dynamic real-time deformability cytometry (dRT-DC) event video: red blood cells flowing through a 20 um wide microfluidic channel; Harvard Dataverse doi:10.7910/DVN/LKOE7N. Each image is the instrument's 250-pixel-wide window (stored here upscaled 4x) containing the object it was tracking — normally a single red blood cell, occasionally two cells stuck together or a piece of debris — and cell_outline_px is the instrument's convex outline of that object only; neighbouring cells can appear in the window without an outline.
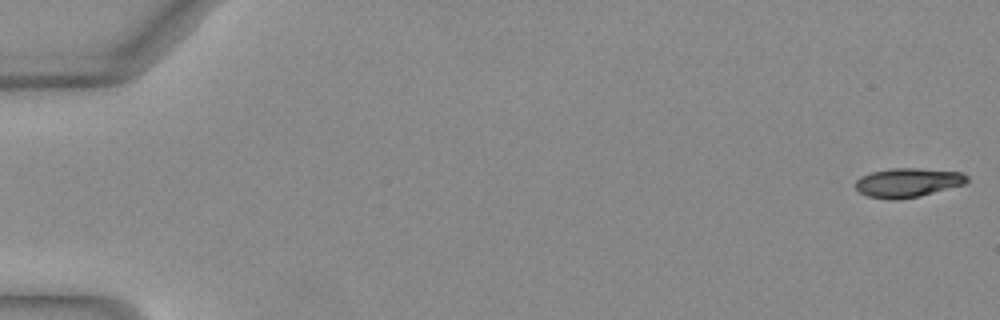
{"species": "Egyptian fruit bat (a non-hibernating species)", "species_latin": "Rousettus aegyptiacus", "temperature_condition": "warm", "stored_images_in_passage": 51, "camera_frame_rate_fps": 3000, "um_per_image_px": 0.085, "animal": {"sex": "female"}, "frame": {"image": 1, "passage_image": 1, "time_ms": 0.0, "image_size_px": [1000, 320], "cell_outline_px": [[968, 180], [964, 184], [920, 196], [896, 200], [888, 200], [868, 196], [860, 192], [856, 188], [856, 180], [860, 176], [872, 172], [892, 168], [916, 168], [960, 172], [968, 176]], "centroid_in_image_um": [77.14, 15.52], "position_along_channel_um": 7.9, "area_um2": 18.84}}
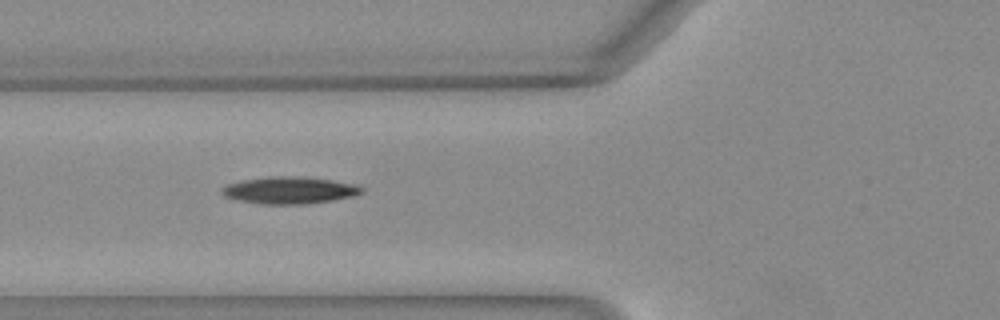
{"frame": {"image": 2, "passage_image": 20, "time_ms": 6.333, "image_size_px": [1000, 320], "cell_outline_px": [[364, 192], [356, 196], [332, 200], [304, 204], [264, 204], [240, 200], [224, 196], [220, 192], [220, 188], [228, 184], [244, 180], [272, 176], [296, 176], [332, 180], [352, 184], [364, 188]], "centroid_in_image_um": [24.62, 16.17], "position_along_channel_um": 101.2, "area_um2": 21.85}}
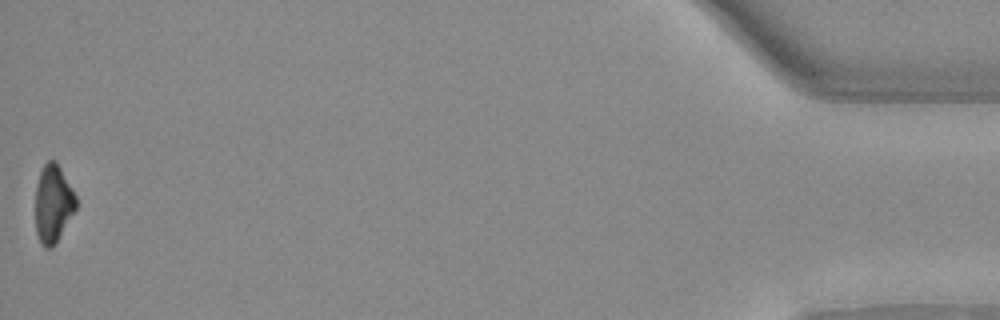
{"frame": {"image": 3, "passage_image": 51, "time_ms": 16.667, "image_size_px": [1000, 320], "cell_outline_px": [[76, 208], [52, 248], [44, 248], [40, 244], [36, 232], [36, 184], [40, 172], [44, 164], [48, 160], [56, 160], [76, 196]], "centroid_in_image_um": [4.5, 17.31], "position_along_channel_um": 430.7, "area_um2": 18.21}, "authors_computed_cell_mechanics": {"area_um2": 20.8658, "velocity_mm_per_s": 4.0706, "shape_relaxation_time_tau1_ms": 5.6278, "shape_relaxation_time_tau2_ms": null, "deformation_change_tau1": 0.1803, "deformation_change_tau2": null}}